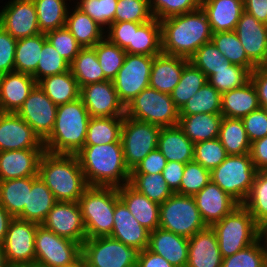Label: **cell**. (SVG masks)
<instances>
[{"instance_id":"1","label":"cell","mask_w":267,"mask_h":267,"mask_svg":"<svg viewBox=\"0 0 267 267\" xmlns=\"http://www.w3.org/2000/svg\"><path fill=\"white\" fill-rule=\"evenodd\" d=\"M162 53L189 59L213 32L202 8L160 21Z\"/></svg>"},{"instance_id":"2","label":"cell","mask_w":267,"mask_h":267,"mask_svg":"<svg viewBox=\"0 0 267 267\" xmlns=\"http://www.w3.org/2000/svg\"><path fill=\"white\" fill-rule=\"evenodd\" d=\"M76 156L88 186L119 188L129 183L122 143L84 146Z\"/></svg>"},{"instance_id":"3","label":"cell","mask_w":267,"mask_h":267,"mask_svg":"<svg viewBox=\"0 0 267 267\" xmlns=\"http://www.w3.org/2000/svg\"><path fill=\"white\" fill-rule=\"evenodd\" d=\"M38 176L52 191L56 201L79 202L88 187L76 155L44 152Z\"/></svg>"},{"instance_id":"4","label":"cell","mask_w":267,"mask_h":267,"mask_svg":"<svg viewBox=\"0 0 267 267\" xmlns=\"http://www.w3.org/2000/svg\"><path fill=\"white\" fill-rule=\"evenodd\" d=\"M90 118L81 98L59 105L53 130L43 141L44 150L51 154L76 155L84 147Z\"/></svg>"},{"instance_id":"5","label":"cell","mask_w":267,"mask_h":267,"mask_svg":"<svg viewBox=\"0 0 267 267\" xmlns=\"http://www.w3.org/2000/svg\"><path fill=\"white\" fill-rule=\"evenodd\" d=\"M118 188L88 186L80 197L79 205L87 238L110 236L114 225Z\"/></svg>"},{"instance_id":"6","label":"cell","mask_w":267,"mask_h":267,"mask_svg":"<svg viewBox=\"0 0 267 267\" xmlns=\"http://www.w3.org/2000/svg\"><path fill=\"white\" fill-rule=\"evenodd\" d=\"M211 228L217 235L222 258L245 249L262 236V230L243 204H239L222 220L215 222Z\"/></svg>"},{"instance_id":"7","label":"cell","mask_w":267,"mask_h":267,"mask_svg":"<svg viewBox=\"0 0 267 267\" xmlns=\"http://www.w3.org/2000/svg\"><path fill=\"white\" fill-rule=\"evenodd\" d=\"M159 227L190 238L208 226L203 221L193 196L173 193L160 204Z\"/></svg>"},{"instance_id":"8","label":"cell","mask_w":267,"mask_h":267,"mask_svg":"<svg viewBox=\"0 0 267 267\" xmlns=\"http://www.w3.org/2000/svg\"><path fill=\"white\" fill-rule=\"evenodd\" d=\"M125 115L137 121L168 127L178 125L180 110L170 94L149 86L126 106Z\"/></svg>"},{"instance_id":"9","label":"cell","mask_w":267,"mask_h":267,"mask_svg":"<svg viewBox=\"0 0 267 267\" xmlns=\"http://www.w3.org/2000/svg\"><path fill=\"white\" fill-rule=\"evenodd\" d=\"M256 173L250 154L228 155L211 171V181L243 204L251 191Z\"/></svg>"},{"instance_id":"10","label":"cell","mask_w":267,"mask_h":267,"mask_svg":"<svg viewBox=\"0 0 267 267\" xmlns=\"http://www.w3.org/2000/svg\"><path fill=\"white\" fill-rule=\"evenodd\" d=\"M139 253L110 236L86 238L82 243L86 267H137Z\"/></svg>"},{"instance_id":"11","label":"cell","mask_w":267,"mask_h":267,"mask_svg":"<svg viewBox=\"0 0 267 267\" xmlns=\"http://www.w3.org/2000/svg\"><path fill=\"white\" fill-rule=\"evenodd\" d=\"M161 127L123 117L121 143L125 165L131 172L150 152L158 148Z\"/></svg>"},{"instance_id":"12","label":"cell","mask_w":267,"mask_h":267,"mask_svg":"<svg viewBox=\"0 0 267 267\" xmlns=\"http://www.w3.org/2000/svg\"><path fill=\"white\" fill-rule=\"evenodd\" d=\"M34 243V267H63L82 255L80 243L60 237L43 225L37 226Z\"/></svg>"},{"instance_id":"13","label":"cell","mask_w":267,"mask_h":267,"mask_svg":"<svg viewBox=\"0 0 267 267\" xmlns=\"http://www.w3.org/2000/svg\"><path fill=\"white\" fill-rule=\"evenodd\" d=\"M39 224L13 218L9 224L3 248L10 267L35 266V235Z\"/></svg>"},{"instance_id":"14","label":"cell","mask_w":267,"mask_h":267,"mask_svg":"<svg viewBox=\"0 0 267 267\" xmlns=\"http://www.w3.org/2000/svg\"><path fill=\"white\" fill-rule=\"evenodd\" d=\"M153 60L154 56L126 54L124 64L112 80L119 99L125 107L149 87Z\"/></svg>"},{"instance_id":"15","label":"cell","mask_w":267,"mask_h":267,"mask_svg":"<svg viewBox=\"0 0 267 267\" xmlns=\"http://www.w3.org/2000/svg\"><path fill=\"white\" fill-rule=\"evenodd\" d=\"M57 107L36 84L17 114L44 141L53 130Z\"/></svg>"},{"instance_id":"16","label":"cell","mask_w":267,"mask_h":267,"mask_svg":"<svg viewBox=\"0 0 267 267\" xmlns=\"http://www.w3.org/2000/svg\"><path fill=\"white\" fill-rule=\"evenodd\" d=\"M41 225L81 245L87 238L79 202L57 201Z\"/></svg>"},{"instance_id":"17","label":"cell","mask_w":267,"mask_h":267,"mask_svg":"<svg viewBox=\"0 0 267 267\" xmlns=\"http://www.w3.org/2000/svg\"><path fill=\"white\" fill-rule=\"evenodd\" d=\"M80 98L91 117H124L126 114V107L111 80L81 87Z\"/></svg>"},{"instance_id":"18","label":"cell","mask_w":267,"mask_h":267,"mask_svg":"<svg viewBox=\"0 0 267 267\" xmlns=\"http://www.w3.org/2000/svg\"><path fill=\"white\" fill-rule=\"evenodd\" d=\"M2 7L0 26L16 40L41 33L33 0H9Z\"/></svg>"},{"instance_id":"19","label":"cell","mask_w":267,"mask_h":267,"mask_svg":"<svg viewBox=\"0 0 267 267\" xmlns=\"http://www.w3.org/2000/svg\"><path fill=\"white\" fill-rule=\"evenodd\" d=\"M22 149H44V144L17 113L0 112V152Z\"/></svg>"},{"instance_id":"20","label":"cell","mask_w":267,"mask_h":267,"mask_svg":"<svg viewBox=\"0 0 267 267\" xmlns=\"http://www.w3.org/2000/svg\"><path fill=\"white\" fill-rule=\"evenodd\" d=\"M247 57L256 65H267V25L243 11L234 30Z\"/></svg>"},{"instance_id":"21","label":"cell","mask_w":267,"mask_h":267,"mask_svg":"<svg viewBox=\"0 0 267 267\" xmlns=\"http://www.w3.org/2000/svg\"><path fill=\"white\" fill-rule=\"evenodd\" d=\"M193 198L203 221L209 227L222 220L239 205L234 198L212 181Z\"/></svg>"},{"instance_id":"22","label":"cell","mask_w":267,"mask_h":267,"mask_svg":"<svg viewBox=\"0 0 267 267\" xmlns=\"http://www.w3.org/2000/svg\"><path fill=\"white\" fill-rule=\"evenodd\" d=\"M111 238L142 251L148 247L150 231L143 227L119 199L115 204Z\"/></svg>"},{"instance_id":"23","label":"cell","mask_w":267,"mask_h":267,"mask_svg":"<svg viewBox=\"0 0 267 267\" xmlns=\"http://www.w3.org/2000/svg\"><path fill=\"white\" fill-rule=\"evenodd\" d=\"M32 75L10 72L0 75V112L17 113L36 85Z\"/></svg>"},{"instance_id":"24","label":"cell","mask_w":267,"mask_h":267,"mask_svg":"<svg viewBox=\"0 0 267 267\" xmlns=\"http://www.w3.org/2000/svg\"><path fill=\"white\" fill-rule=\"evenodd\" d=\"M44 149L0 152V181L38 176L39 160Z\"/></svg>"},{"instance_id":"25","label":"cell","mask_w":267,"mask_h":267,"mask_svg":"<svg viewBox=\"0 0 267 267\" xmlns=\"http://www.w3.org/2000/svg\"><path fill=\"white\" fill-rule=\"evenodd\" d=\"M174 267H187L188 238L158 227L150 232L147 247Z\"/></svg>"},{"instance_id":"26","label":"cell","mask_w":267,"mask_h":267,"mask_svg":"<svg viewBox=\"0 0 267 267\" xmlns=\"http://www.w3.org/2000/svg\"><path fill=\"white\" fill-rule=\"evenodd\" d=\"M187 267H222V255L218 239L211 227L188 238Z\"/></svg>"},{"instance_id":"27","label":"cell","mask_w":267,"mask_h":267,"mask_svg":"<svg viewBox=\"0 0 267 267\" xmlns=\"http://www.w3.org/2000/svg\"><path fill=\"white\" fill-rule=\"evenodd\" d=\"M189 59L160 53L154 56L149 86L162 93L171 94L178 85L184 66Z\"/></svg>"},{"instance_id":"28","label":"cell","mask_w":267,"mask_h":267,"mask_svg":"<svg viewBox=\"0 0 267 267\" xmlns=\"http://www.w3.org/2000/svg\"><path fill=\"white\" fill-rule=\"evenodd\" d=\"M119 199L127 206L134 218L147 230L159 227L160 204L151 201L129 183L118 188Z\"/></svg>"},{"instance_id":"29","label":"cell","mask_w":267,"mask_h":267,"mask_svg":"<svg viewBox=\"0 0 267 267\" xmlns=\"http://www.w3.org/2000/svg\"><path fill=\"white\" fill-rule=\"evenodd\" d=\"M213 33L234 31L244 11L243 0H202Z\"/></svg>"},{"instance_id":"30","label":"cell","mask_w":267,"mask_h":267,"mask_svg":"<svg viewBox=\"0 0 267 267\" xmlns=\"http://www.w3.org/2000/svg\"><path fill=\"white\" fill-rule=\"evenodd\" d=\"M167 161L189 163L194 159V143L178 125L161 127L157 148Z\"/></svg>"},{"instance_id":"31","label":"cell","mask_w":267,"mask_h":267,"mask_svg":"<svg viewBox=\"0 0 267 267\" xmlns=\"http://www.w3.org/2000/svg\"><path fill=\"white\" fill-rule=\"evenodd\" d=\"M259 108L257 90L251 80L241 87L222 93L223 117L242 119Z\"/></svg>"},{"instance_id":"32","label":"cell","mask_w":267,"mask_h":267,"mask_svg":"<svg viewBox=\"0 0 267 267\" xmlns=\"http://www.w3.org/2000/svg\"><path fill=\"white\" fill-rule=\"evenodd\" d=\"M52 191L39 176H32V188H28L27 204L17 217L41 225L56 203Z\"/></svg>"},{"instance_id":"33","label":"cell","mask_w":267,"mask_h":267,"mask_svg":"<svg viewBox=\"0 0 267 267\" xmlns=\"http://www.w3.org/2000/svg\"><path fill=\"white\" fill-rule=\"evenodd\" d=\"M128 54L156 56L162 52L160 21L156 18L145 23L133 22L132 43L125 49Z\"/></svg>"},{"instance_id":"34","label":"cell","mask_w":267,"mask_h":267,"mask_svg":"<svg viewBox=\"0 0 267 267\" xmlns=\"http://www.w3.org/2000/svg\"><path fill=\"white\" fill-rule=\"evenodd\" d=\"M73 6L67 13L66 28L83 48L94 47L105 37V30L89 15Z\"/></svg>"},{"instance_id":"35","label":"cell","mask_w":267,"mask_h":267,"mask_svg":"<svg viewBox=\"0 0 267 267\" xmlns=\"http://www.w3.org/2000/svg\"><path fill=\"white\" fill-rule=\"evenodd\" d=\"M222 114L199 113L180 116L178 126L194 144L218 138Z\"/></svg>"},{"instance_id":"36","label":"cell","mask_w":267,"mask_h":267,"mask_svg":"<svg viewBox=\"0 0 267 267\" xmlns=\"http://www.w3.org/2000/svg\"><path fill=\"white\" fill-rule=\"evenodd\" d=\"M37 84L57 106L80 98V87L71 70L46 77Z\"/></svg>"},{"instance_id":"37","label":"cell","mask_w":267,"mask_h":267,"mask_svg":"<svg viewBox=\"0 0 267 267\" xmlns=\"http://www.w3.org/2000/svg\"><path fill=\"white\" fill-rule=\"evenodd\" d=\"M218 139L228 155L250 154L251 142L242 119L223 117Z\"/></svg>"},{"instance_id":"38","label":"cell","mask_w":267,"mask_h":267,"mask_svg":"<svg viewBox=\"0 0 267 267\" xmlns=\"http://www.w3.org/2000/svg\"><path fill=\"white\" fill-rule=\"evenodd\" d=\"M46 41L45 33L17 40L14 71L33 75L36 72L42 47Z\"/></svg>"},{"instance_id":"39","label":"cell","mask_w":267,"mask_h":267,"mask_svg":"<svg viewBox=\"0 0 267 267\" xmlns=\"http://www.w3.org/2000/svg\"><path fill=\"white\" fill-rule=\"evenodd\" d=\"M28 188H32V177L0 181V204L17 218L27 204Z\"/></svg>"},{"instance_id":"40","label":"cell","mask_w":267,"mask_h":267,"mask_svg":"<svg viewBox=\"0 0 267 267\" xmlns=\"http://www.w3.org/2000/svg\"><path fill=\"white\" fill-rule=\"evenodd\" d=\"M123 117H91L84 146L121 143Z\"/></svg>"},{"instance_id":"41","label":"cell","mask_w":267,"mask_h":267,"mask_svg":"<svg viewBox=\"0 0 267 267\" xmlns=\"http://www.w3.org/2000/svg\"><path fill=\"white\" fill-rule=\"evenodd\" d=\"M72 75L81 88L87 84L107 81L92 47L82 48L70 64Z\"/></svg>"},{"instance_id":"42","label":"cell","mask_w":267,"mask_h":267,"mask_svg":"<svg viewBox=\"0 0 267 267\" xmlns=\"http://www.w3.org/2000/svg\"><path fill=\"white\" fill-rule=\"evenodd\" d=\"M67 1L73 0H33L41 33L65 27L70 8Z\"/></svg>"},{"instance_id":"43","label":"cell","mask_w":267,"mask_h":267,"mask_svg":"<svg viewBox=\"0 0 267 267\" xmlns=\"http://www.w3.org/2000/svg\"><path fill=\"white\" fill-rule=\"evenodd\" d=\"M207 83L206 75L189 61L184 66L178 85L170 94L171 99L180 110Z\"/></svg>"},{"instance_id":"44","label":"cell","mask_w":267,"mask_h":267,"mask_svg":"<svg viewBox=\"0 0 267 267\" xmlns=\"http://www.w3.org/2000/svg\"><path fill=\"white\" fill-rule=\"evenodd\" d=\"M243 205L261 230L267 227V171H257L251 191Z\"/></svg>"},{"instance_id":"45","label":"cell","mask_w":267,"mask_h":267,"mask_svg":"<svg viewBox=\"0 0 267 267\" xmlns=\"http://www.w3.org/2000/svg\"><path fill=\"white\" fill-rule=\"evenodd\" d=\"M211 41L231 64L243 66L250 72L257 67L247 57L244 47L235 31L213 33Z\"/></svg>"},{"instance_id":"46","label":"cell","mask_w":267,"mask_h":267,"mask_svg":"<svg viewBox=\"0 0 267 267\" xmlns=\"http://www.w3.org/2000/svg\"><path fill=\"white\" fill-rule=\"evenodd\" d=\"M129 184L158 204H162L174 193L167 185L162 173H130Z\"/></svg>"},{"instance_id":"47","label":"cell","mask_w":267,"mask_h":267,"mask_svg":"<svg viewBox=\"0 0 267 267\" xmlns=\"http://www.w3.org/2000/svg\"><path fill=\"white\" fill-rule=\"evenodd\" d=\"M221 103L222 94L207 83L180 109V116L221 114Z\"/></svg>"},{"instance_id":"48","label":"cell","mask_w":267,"mask_h":267,"mask_svg":"<svg viewBox=\"0 0 267 267\" xmlns=\"http://www.w3.org/2000/svg\"><path fill=\"white\" fill-rule=\"evenodd\" d=\"M99 64L107 80H113L124 64L126 51L104 37L94 47Z\"/></svg>"},{"instance_id":"49","label":"cell","mask_w":267,"mask_h":267,"mask_svg":"<svg viewBox=\"0 0 267 267\" xmlns=\"http://www.w3.org/2000/svg\"><path fill=\"white\" fill-rule=\"evenodd\" d=\"M267 244L263 236L255 243L237 253L225 257L222 267H266Z\"/></svg>"},{"instance_id":"50","label":"cell","mask_w":267,"mask_h":267,"mask_svg":"<svg viewBox=\"0 0 267 267\" xmlns=\"http://www.w3.org/2000/svg\"><path fill=\"white\" fill-rule=\"evenodd\" d=\"M189 61L199 68L208 78L221 68L229 67L231 63L218 50L212 41L203 44L190 58Z\"/></svg>"},{"instance_id":"51","label":"cell","mask_w":267,"mask_h":267,"mask_svg":"<svg viewBox=\"0 0 267 267\" xmlns=\"http://www.w3.org/2000/svg\"><path fill=\"white\" fill-rule=\"evenodd\" d=\"M250 75L251 72L247 68L231 64L229 67L217 70L207 80L222 94L246 84L250 80Z\"/></svg>"},{"instance_id":"52","label":"cell","mask_w":267,"mask_h":267,"mask_svg":"<svg viewBox=\"0 0 267 267\" xmlns=\"http://www.w3.org/2000/svg\"><path fill=\"white\" fill-rule=\"evenodd\" d=\"M70 70V64L58 51L46 41L43 44L36 72L32 75L36 83L51 75L60 74Z\"/></svg>"},{"instance_id":"53","label":"cell","mask_w":267,"mask_h":267,"mask_svg":"<svg viewBox=\"0 0 267 267\" xmlns=\"http://www.w3.org/2000/svg\"><path fill=\"white\" fill-rule=\"evenodd\" d=\"M118 0H73L74 5L89 15L104 30L114 23Z\"/></svg>"},{"instance_id":"54","label":"cell","mask_w":267,"mask_h":267,"mask_svg":"<svg viewBox=\"0 0 267 267\" xmlns=\"http://www.w3.org/2000/svg\"><path fill=\"white\" fill-rule=\"evenodd\" d=\"M210 181L211 171L195 161L186 163L180 188L175 193L194 196Z\"/></svg>"},{"instance_id":"55","label":"cell","mask_w":267,"mask_h":267,"mask_svg":"<svg viewBox=\"0 0 267 267\" xmlns=\"http://www.w3.org/2000/svg\"><path fill=\"white\" fill-rule=\"evenodd\" d=\"M227 156L228 154L226 149L223 147L218 138L200 141L194 144L193 161L201 164L209 171H212L219 166L227 158Z\"/></svg>"},{"instance_id":"56","label":"cell","mask_w":267,"mask_h":267,"mask_svg":"<svg viewBox=\"0 0 267 267\" xmlns=\"http://www.w3.org/2000/svg\"><path fill=\"white\" fill-rule=\"evenodd\" d=\"M202 0H149L154 18L161 21L201 8Z\"/></svg>"},{"instance_id":"57","label":"cell","mask_w":267,"mask_h":267,"mask_svg":"<svg viewBox=\"0 0 267 267\" xmlns=\"http://www.w3.org/2000/svg\"><path fill=\"white\" fill-rule=\"evenodd\" d=\"M153 18L149 0H118L117 2L114 22L145 23Z\"/></svg>"},{"instance_id":"58","label":"cell","mask_w":267,"mask_h":267,"mask_svg":"<svg viewBox=\"0 0 267 267\" xmlns=\"http://www.w3.org/2000/svg\"><path fill=\"white\" fill-rule=\"evenodd\" d=\"M46 40L58 51V53L71 64L76 55L83 48L65 27L45 33Z\"/></svg>"},{"instance_id":"59","label":"cell","mask_w":267,"mask_h":267,"mask_svg":"<svg viewBox=\"0 0 267 267\" xmlns=\"http://www.w3.org/2000/svg\"><path fill=\"white\" fill-rule=\"evenodd\" d=\"M242 121L251 143L267 136V114L263 108L252 111Z\"/></svg>"},{"instance_id":"60","label":"cell","mask_w":267,"mask_h":267,"mask_svg":"<svg viewBox=\"0 0 267 267\" xmlns=\"http://www.w3.org/2000/svg\"><path fill=\"white\" fill-rule=\"evenodd\" d=\"M17 40L0 26V75L14 72Z\"/></svg>"},{"instance_id":"61","label":"cell","mask_w":267,"mask_h":267,"mask_svg":"<svg viewBox=\"0 0 267 267\" xmlns=\"http://www.w3.org/2000/svg\"><path fill=\"white\" fill-rule=\"evenodd\" d=\"M105 37L121 49H126L132 43L133 22H114L105 30Z\"/></svg>"},{"instance_id":"62","label":"cell","mask_w":267,"mask_h":267,"mask_svg":"<svg viewBox=\"0 0 267 267\" xmlns=\"http://www.w3.org/2000/svg\"><path fill=\"white\" fill-rule=\"evenodd\" d=\"M166 164L167 159L156 149L150 152L130 173H162Z\"/></svg>"},{"instance_id":"63","label":"cell","mask_w":267,"mask_h":267,"mask_svg":"<svg viewBox=\"0 0 267 267\" xmlns=\"http://www.w3.org/2000/svg\"><path fill=\"white\" fill-rule=\"evenodd\" d=\"M250 80L257 90L260 107L267 114V65L257 66L251 72Z\"/></svg>"},{"instance_id":"64","label":"cell","mask_w":267,"mask_h":267,"mask_svg":"<svg viewBox=\"0 0 267 267\" xmlns=\"http://www.w3.org/2000/svg\"><path fill=\"white\" fill-rule=\"evenodd\" d=\"M185 165L176 161H167L162 171L163 178L174 193L180 188Z\"/></svg>"},{"instance_id":"65","label":"cell","mask_w":267,"mask_h":267,"mask_svg":"<svg viewBox=\"0 0 267 267\" xmlns=\"http://www.w3.org/2000/svg\"><path fill=\"white\" fill-rule=\"evenodd\" d=\"M250 156L257 171H267V136L251 143Z\"/></svg>"},{"instance_id":"66","label":"cell","mask_w":267,"mask_h":267,"mask_svg":"<svg viewBox=\"0 0 267 267\" xmlns=\"http://www.w3.org/2000/svg\"><path fill=\"white\" fill-rule=\"evenodd\" d=\"M137 267H174L162 256L148 248L140 251Z\"/></svg>"},{"instance_id":"67","label":"cell","mask_w":267,"mask_h":267,"mask_svg":"<svg viewBox=\"0 0 267 267\" xmlns=\"http://www.w3.org/2000/svg\"><path fill=\"white\" fill-rule=\"evenodd\" d=\"M244 11L267 25V0H243Z\"/></svg>"},{"instance_id":"68","label":"cell","mask_w":267,"mask_h":267,"mask_svg":"<svg viewBox=\"0 0 267 267\" xmlns=\"http://www.w3.org/2000/svg\"><path fill=\"white\" fill-rule=\"evenodd\" d=\"M14 217L0 204V244H3L9 224Z\"/></svg>"},{"instance_id":"69","label":"cell","mask_w":267,"mask_h":267,"mask_svg":"<svg viewBox=\"0 0 267 267\" xmlns=\"http://www.w3.org/2000/svg\"><path fill=\"white\" fill-rule=\"evenodd\" d=\"M63 267H86V262L84 257L81 255L76 261Z\"/></svg>"},{"instance_id":"70","label":"cell","mask_w":267,"mask_h":267,"mask_svg":"<svg viewBox=\"0 0 267 267\" xmlns=\"http://www.w3.org/2000/svg\"><path fill=\"white\" fill-rule=\"evenodd\" d=\"M0 267H10L6 261L3 244H0Z\"/></svg>"},{"instance_id":"71","label":"cell","mask_w":267,"mask_h":267,"mask_svg":"<svg viewBox=\"0 0 267 267\" xmlns=\"http://www.w3.org/2000/svg\"><path fill=\"white\" fill-rule=\"evenodd\" d=\"M262 236L264 237L265 241H266V244H267V227H265L263 230H262Z\"/></svg>"}]
</instances>
